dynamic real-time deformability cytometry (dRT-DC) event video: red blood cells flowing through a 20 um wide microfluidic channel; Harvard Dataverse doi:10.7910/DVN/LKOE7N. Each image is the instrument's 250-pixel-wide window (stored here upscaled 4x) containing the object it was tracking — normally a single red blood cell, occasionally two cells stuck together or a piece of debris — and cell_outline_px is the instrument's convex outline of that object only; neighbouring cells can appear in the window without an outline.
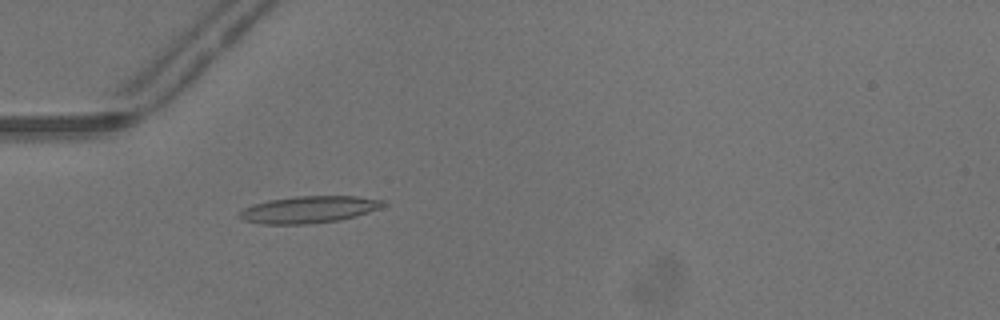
{"species": "common noctule bat (a hibernating species)", "species_latin": "Nyctalus noctula", "temperature_condition": "warm", "stored_images_in_passage": 43, "camera_frame_rate_fps": 3000, "um_per_image_px": 0.085, "animal": {"sex": "male", "body_mass_g": 13.3}, "frame": {"image": 1, "passage_image": 11, "time_ms": 3.333, "image_size_px": [1000, 320], "cell_outline_px": [[388, 204], [380, 208], [356, 216], [340, 220], [308, 224], [264, 224], [244, 220], [240, 216], [240, 212], [244, 208], [268, 200], [296, 196], [356, 196], [384, 200]], "centroid_in_image_um": [26.32, 17.8], "position_along_channel_um": 58.7, "area_um2": 22.43}}
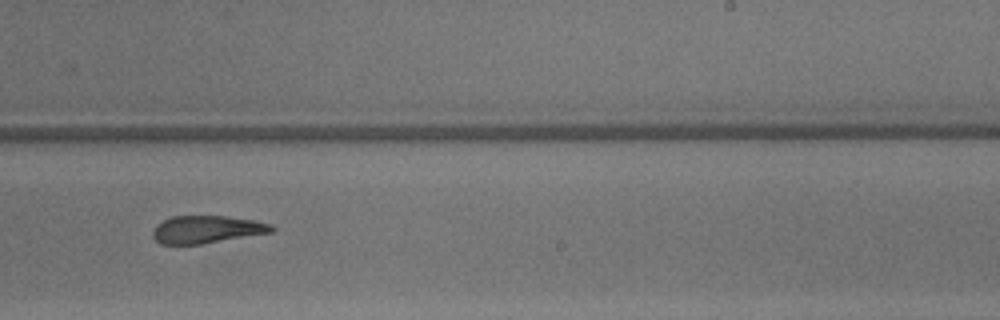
{"frame": {"image": 2, "passage_image": 26, "time_ms": 8.333, "image_size_px": [1000, 320], "cell_outline_px": [[276, 228], [272, 232], [200, 244], [160, 244], [152, 236], [152, 232], [156, 224], [172, 216], [224, 216], [252, 220], [272, 224]], "centroid_in_image_um": [17.55, 19.5], "position_along_channel_um": 271.5, "area_um2": 18.96}}
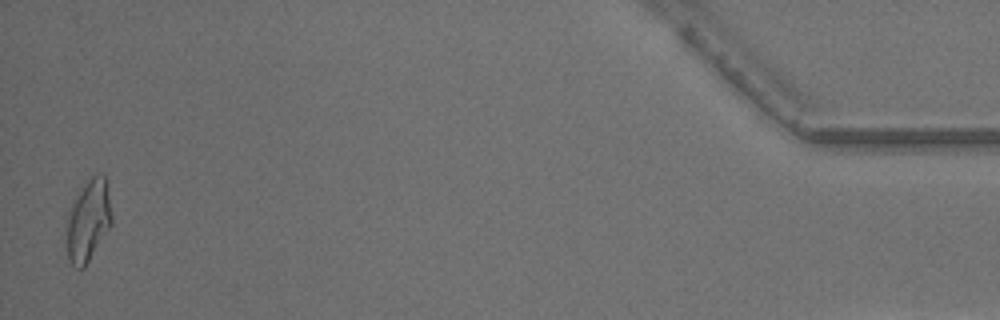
{"frame": {"image": 3, "passage_image": 43, "time_ms": 14.0, "image_size_px": [1000, 320], "cell_outline_px": [[112, 224], [84, 268], [76, 268], [68, 260], [68, 212], [72, 200], [76, 192], [96, 172], [100, 172], [108, 180], [112, 216]], "centroid_in_image_um": [7.54, 18.67], "position_along_channel_um": 427.7, "area_um2": 21.73}, "authors_computed_cell_mechanics": {"area_um2": 20.4034, "velocity_mm_per_s": 4.3564, "shape_relaxation_time_tau1_ms": 8.1078, "shape_relaxation_time_tau2_ms": 1.7283, "deformation_change_tau1": 0.2586, "deformation_change_tau2": 0.1038}}